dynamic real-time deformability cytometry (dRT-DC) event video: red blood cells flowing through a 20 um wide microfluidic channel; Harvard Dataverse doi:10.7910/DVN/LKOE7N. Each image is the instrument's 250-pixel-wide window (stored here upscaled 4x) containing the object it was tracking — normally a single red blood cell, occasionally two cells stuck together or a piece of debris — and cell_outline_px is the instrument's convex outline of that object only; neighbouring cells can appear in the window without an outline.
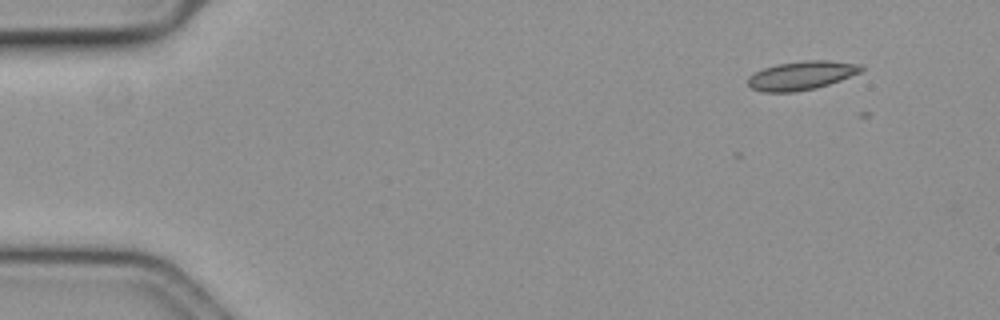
{"species": "common noctule bat (a hibernating species)", "species_latin": "Nyctalus noctula", "temperature_condition": "cold", "stored_images_in_passage": 3, "camera_frame_rate_fps": 3000, "um_per_image_px": 0.085, "animal": {"sex": "female", "body_mass_g": 19.3, "forearm_length_mm": 54.1}, "frame": {"image": 1, "passage_image": 2, "time_ms": 0.333, "image_size_px": [1000, 320], "cell_outline_px": [[864, 68], [860, 72], [840, 80], [816, 88], [796, 92], [764, 92], [752, 88], [748, 84], [748, 76], [764, 68], [776, 64], [804, 60], [828, 60], [864, 64]], "centroid_in_image_um": [68.15, 6.4], "position_along_channel_um": 16.9, "area_um2": 19.02}}